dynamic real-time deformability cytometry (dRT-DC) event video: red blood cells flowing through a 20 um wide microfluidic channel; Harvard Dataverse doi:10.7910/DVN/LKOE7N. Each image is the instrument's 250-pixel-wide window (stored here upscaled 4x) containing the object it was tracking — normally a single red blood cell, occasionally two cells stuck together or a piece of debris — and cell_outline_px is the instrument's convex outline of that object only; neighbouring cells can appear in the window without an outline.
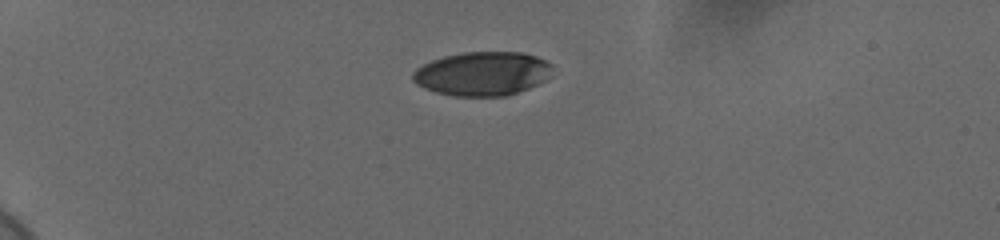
{"species": "human", "species_latin": "Homo sapiens", "temperature_condition": "cold", "stored_images_in_passage": 43, "camera_frame_rate_fps": 3000, "um_per_image_px": 0.085, "donor": {"sex": "female"}, "frame": {"image": 1, "passage_image": 1, "time_ms": 0.0, "image_size_px": [1000, 240], "cell_outline_px": [[552, 64], [548, 76], [544, 80], [528, 88], [504, 96], [456, 96], [436, 92], [424, 88], [416, 84], [412, 80], [412, 72], [416, 68], [432, 60], [444, 56], [464, 52], [520, 52], [536, 56]], "centroid_in_image_um": [40.96, 6.25], "position_along_channel_um": 44.0, "area_um2": 35.49}}
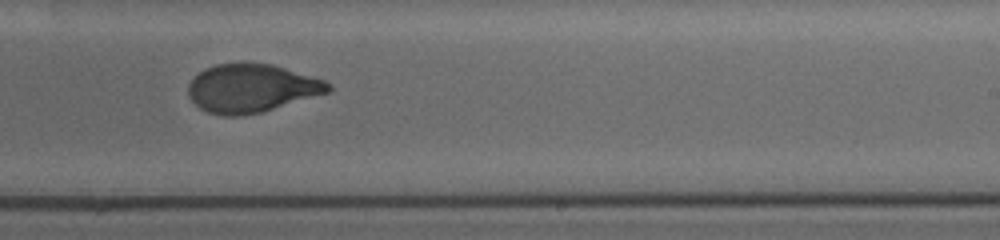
{"frame": {"image": 2, "passage_image": 24, "time_ms": 7.667, "image_size_px": [1000, 240], "cell_outline_px": [[332, 92], [260, 112], [244, 116], [224, 116], [208, 112], [200, 108], [192, 100], [188, 92], [188, 84], [204, 68], [216, 64], [272, 64], [324, 80], [332, 88]], "centroid_in_image_um": [21.39, 7.52], "position_along_channel_um": 267.6, "area_um2": 39.02}}
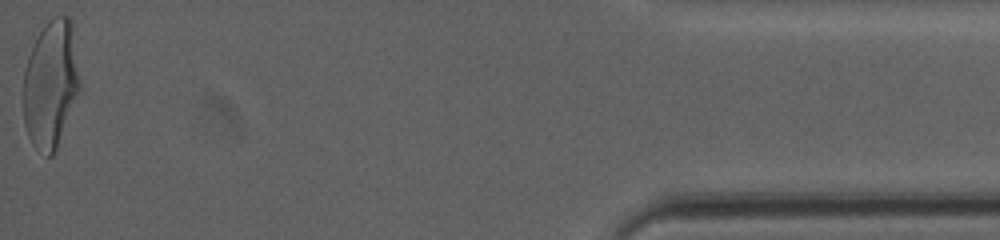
{"frame": {"image": 3, "passage_image": 43, "time_ms": 14.0, "image_size_px": [1000, 240], "cell_outline_px": [[84, 88], [56, 148], [52, 156], [48, 156], [32, 144], [28, 136], [24, 124], [24, 68], [28, 56], [44, 24], [52, 16], [68, 16], [72, 20]], "centroid_in_image_um": [4.39, 7.12], "position_along_channel_um": 430.8, "area_um2": 43.29}, "authors_computed_cell_mechanics": {"area_um2": 39.9398, "velocity_mm_per_s": 3.6713, "shape_relaxation_time_tau1_ms": 5.8427, "shape_relaxation_time_tau2_ms": 0.8879, "deformation_change_tau1": 0.226, "deformation_change_tau2": 0.0646}}